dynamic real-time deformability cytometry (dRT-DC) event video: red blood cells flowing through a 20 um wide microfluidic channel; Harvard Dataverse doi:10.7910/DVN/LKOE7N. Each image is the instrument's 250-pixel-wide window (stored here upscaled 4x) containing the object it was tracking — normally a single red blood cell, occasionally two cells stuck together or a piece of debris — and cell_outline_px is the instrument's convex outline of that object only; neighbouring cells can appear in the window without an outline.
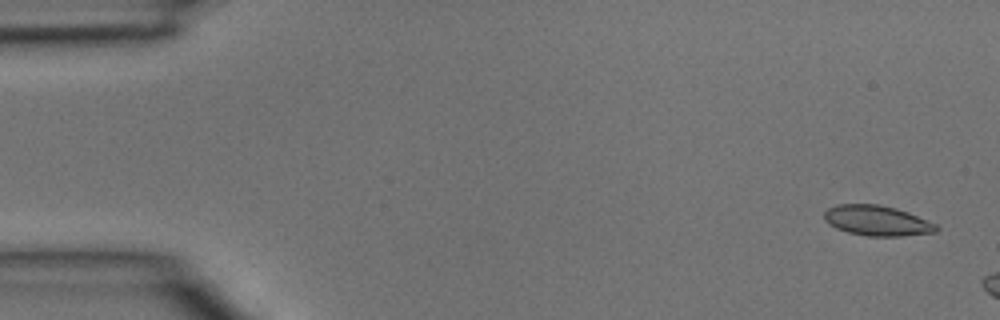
{"species": "common noctule bat (a hibernating species)", "species_latin": "Nyctalus noctula", "temperature_condition": "room temperature", "stored_images_in_passage": 5, "segment_of_instrument_passage": [2, 2], "camera_frame_rate_fps": 3000, "um_per_image_px": 0.085, "animal": {"sex": "male", "body_mass_g": 15.6}, "frame": {"image": 1, "passage_image": 5, "time_ms": 1.333, "image_size_px": [1000, 320], "cell_outline_px": [[940, 228], [936, 232], [900, 236], [868, 236], [848, 232], [836, 228], [828, 224], [824, 220], [824, 212], [828, 208], [836, 204], [880, 204], [896, 208], [908, 212], [936, 224]], "centroid_in_image_um": [74.53, 18.75], "position_along_channel_um": 10.5, "area_um2": 19.83}}